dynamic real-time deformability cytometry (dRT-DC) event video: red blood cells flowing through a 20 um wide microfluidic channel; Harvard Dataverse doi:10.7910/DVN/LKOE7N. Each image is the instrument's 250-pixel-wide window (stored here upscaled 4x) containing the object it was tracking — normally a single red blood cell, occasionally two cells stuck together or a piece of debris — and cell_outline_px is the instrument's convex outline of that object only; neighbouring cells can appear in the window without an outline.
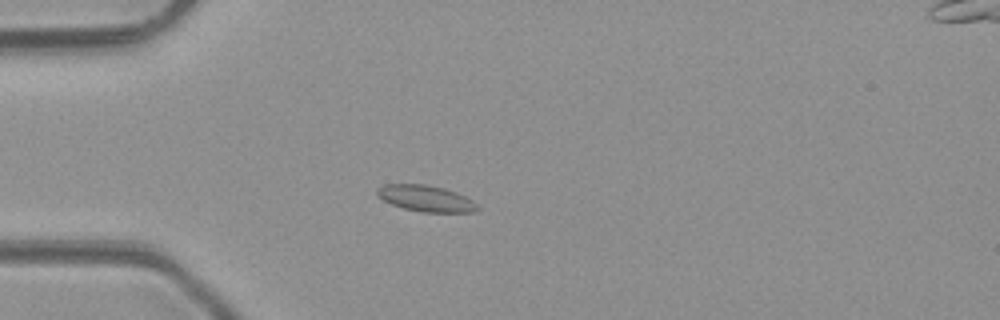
{"species": "common noctule bat (a hibernating species)", "species_latin": "Nyctalus noctula", "temperature_condition": "room temperature", "stored_images_in_passage": 4, "camera_frame_rate_fps": 3000, "um_per_image_px": 0.085, "animal": {"sex": "male", "body_mass_g": 23.1, "forearm_length_mm": 52.7}, "frame": {"image": 1, "passage_image": 4, "time_ms": 3.333, "image_size_px": [1000, 320], "cell_outline_px": [[480, 208], [476, 212], [424, 212], [404, 208], [392, 204], [376, 196], [376, 188], [384, 184], [424, 184], [444, 188], [456, 192], [472, 200]], "centroid_in_image_um": [36.18, 16.86], "position_along_channel_um": 48.8, "area_um2": 15.32}}